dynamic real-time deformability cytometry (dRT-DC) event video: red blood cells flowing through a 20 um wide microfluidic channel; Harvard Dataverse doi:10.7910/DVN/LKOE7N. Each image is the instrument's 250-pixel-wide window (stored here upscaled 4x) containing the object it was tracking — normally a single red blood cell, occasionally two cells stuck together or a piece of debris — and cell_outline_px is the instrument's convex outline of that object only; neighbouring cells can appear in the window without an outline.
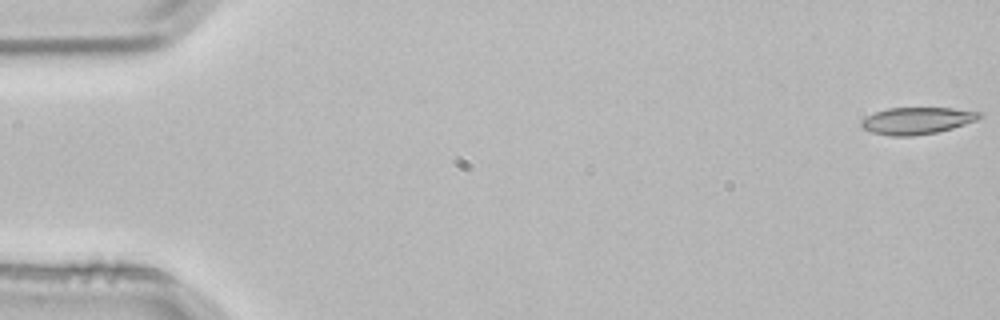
{"species": "common noctule bat (a hibernating species)", "species_latin": "Nyctalus noctula", "temperature_condition": "room temperature", "stored_images_in_passage": 9, "camera_frame_rate_fps": 3000, "um_per_image_px": 0.085, "animal": {"sex": "male", "body_mass_g": 21.5, "forearm_length_mm": 52.0}, "frame": {"image": 1, "passage_image": 1, "time_ms": 0.0, "image_size_px": [1000, 320], "cell_outline_px": [[984, 116], [976, 120], [952, 128], [936, 132], [912, 136], [892, 136], [872, 132], [860, 128], [860, 124], [868, 116], [876, 112], [888, 108], [952, 108], [980, 112]], "centroid_in_image_um": [77.95, 10.26], "position_along_channel_um": 7.1, "area_um2": 18.32}}